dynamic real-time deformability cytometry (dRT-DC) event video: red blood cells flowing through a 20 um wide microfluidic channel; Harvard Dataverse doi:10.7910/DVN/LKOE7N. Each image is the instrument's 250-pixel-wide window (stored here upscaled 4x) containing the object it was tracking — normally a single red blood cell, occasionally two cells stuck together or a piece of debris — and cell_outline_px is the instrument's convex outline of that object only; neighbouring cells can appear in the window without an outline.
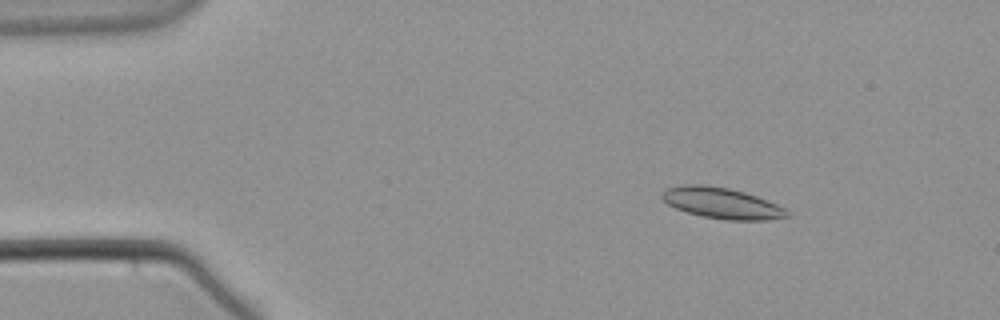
{"species": "common noctule bat (a hibernating species)", "species_latin": "Nyctalus noctula", "temperature_condition": "warm", "stored_images_in_passage": 16, "camera_frame_rate_fps": 3000, "um_per_image_px": 0.085, "animal": {"sex": "male", "body_mass_g": 21.5, "forearm_length_mm": 52.0}, "frame": {"image": 1, "passage_image": 3, "time_ms": 0.667, "image_size_px": [1000, 320], "cell_outline_px": [[788, 216], [768, 220], [724, 220], [700, 216], [676, 208], [668, 204], [660, 196], [660, 192], [668, 188], [684, 184], [704, 184], [728, 188], [744, 192], [756, 196], [776, 204], [784, 208], [788, 212]], "centroid_in_image_um": [61.31, 17.26], "position_along_channel_um": 23.7, "area_um2": 22.48}}
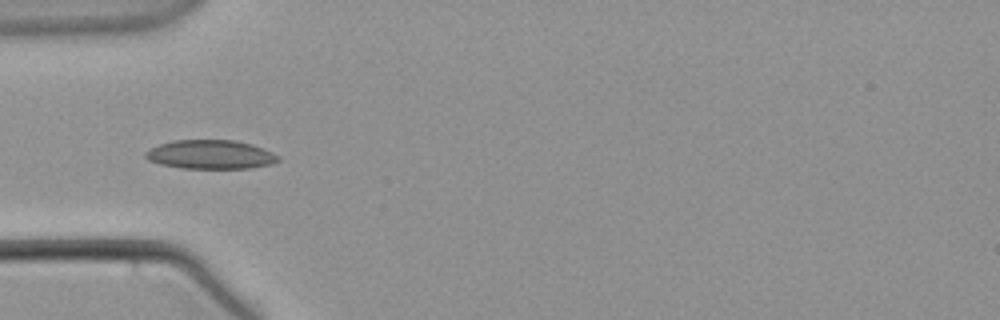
{"frame": {"image": 2, "passage_image": 14, "time_ms": 4.333, "image_size_px": [1000, 320], "cell_outline_px": [[280, 160], [272, 164], [252, 168], [180, 168], [160, 164], [148, 160], [144, 156], [144, 152], [160, 144], [172, 140], [236, 140], [252, 144], [272, 152], [280, 156]], "centroid_in_image_um": [17.91, 13.13], "position_along_channel_um": 67.1, "area_um2": 22.48}}